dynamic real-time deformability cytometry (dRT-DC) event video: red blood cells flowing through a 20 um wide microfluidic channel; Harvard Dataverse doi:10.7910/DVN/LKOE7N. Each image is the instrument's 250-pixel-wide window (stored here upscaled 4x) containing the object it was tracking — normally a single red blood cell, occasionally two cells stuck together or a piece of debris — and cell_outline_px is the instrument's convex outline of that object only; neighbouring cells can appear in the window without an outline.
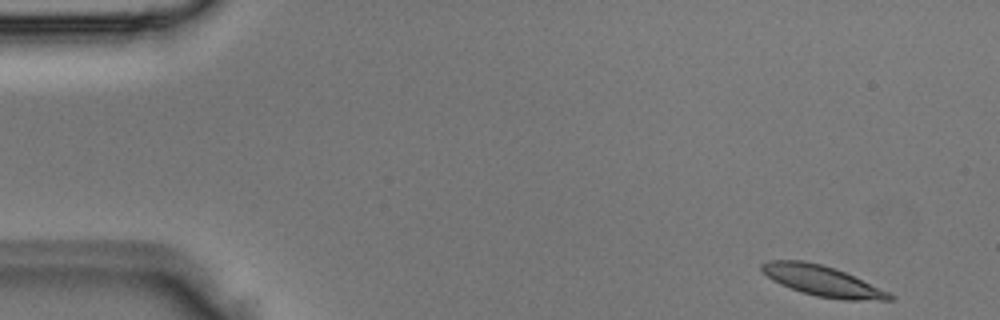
{"species": "Egyptian fruit bat (a non-hibernating species)", "species_latin": "Rousettus aegyptiacus", "temperature_condition": "room temperature", "stored_images_in_passage": 3, "camera_frame_rate_fps": 3000, "um_per_image_px": 0.085, "animal": {"sex": "male"}, "frame": {"image": 1, "passage_image": 1, "time_ms": 0.0, "image_size_px": [1000, 320], "cell_outline_px": [[896, 296], [892, 300], [844, 300], [816, 296], [800, 292], [780, 284], [772, 280], [760, 268], [760, 264], [768, 260], [804, 260], [820, 264], [844, 272], [888, 292]], "centroid_in_image_um": [69.86, 23.88], "position_along_channel_um": 15.1, "area_um2": 22.43}}
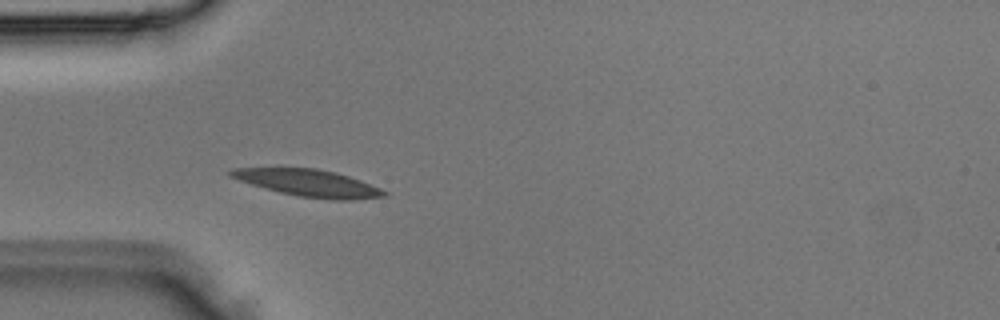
{"frame": {"image": 2, "passage_image": 3, "time_ms": 0.667, "image_size_px": [1000, 320], "cell_outline_px": [[388, 196], [352, 200], [332, 200], [300, 196], [280, 192], [264, 188], [228, 176], [228, 172], [236, 168], [316, 168], [336, 172], [360, 180], [380, 188], [388, 192]], "centroid_in_image_um": [26.27, 15.56], "position_along_channel_um": 58.7, "area_um2": 23.93}}